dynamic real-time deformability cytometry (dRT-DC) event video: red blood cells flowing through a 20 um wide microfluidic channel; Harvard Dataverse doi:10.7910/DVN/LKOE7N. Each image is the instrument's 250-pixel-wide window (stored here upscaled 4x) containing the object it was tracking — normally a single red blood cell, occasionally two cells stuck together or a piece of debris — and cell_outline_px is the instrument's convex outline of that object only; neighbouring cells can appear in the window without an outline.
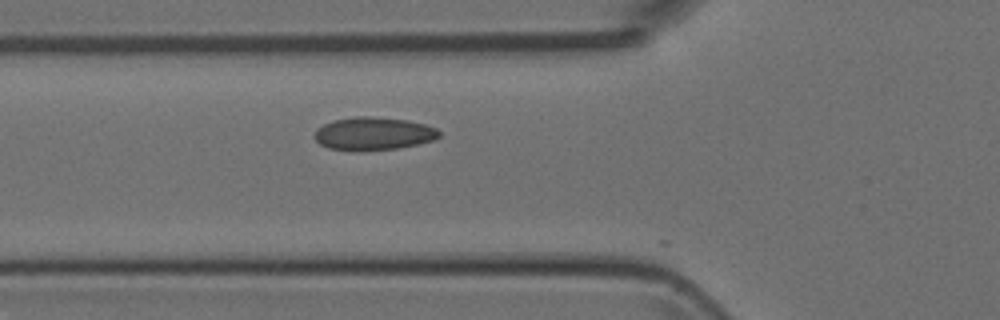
{"species": "Egyptian fruit bat (a non-hibernating species)", "species_latin": "Rousettus aegyptiacus", "temperature_condition": "room temperature", "stored_images_in_passage": 8, "camera_frame_rate_fps": 3000, "um_per_image_px": 0.085, "animal": {"sex": "female"}, "frame": {"image": 1, "passage_image": 2, "time_ms": 0.333, "image_size_px": [1000, 320], "cell_outline_px": [[440, 136], [432, 140], [416, 144], [396, 148], [360, 152], [328, 148], [320, 144], [312, 136], [316, 128], [332, 120], [356, 116], [372, 116], [408, 120], [424, 124], [436, 128], [440, 132]], "centroid_in_image_um": [31.68, 11.36], "position_along_channel_um": 94.1, "area_um2": 24.22}}
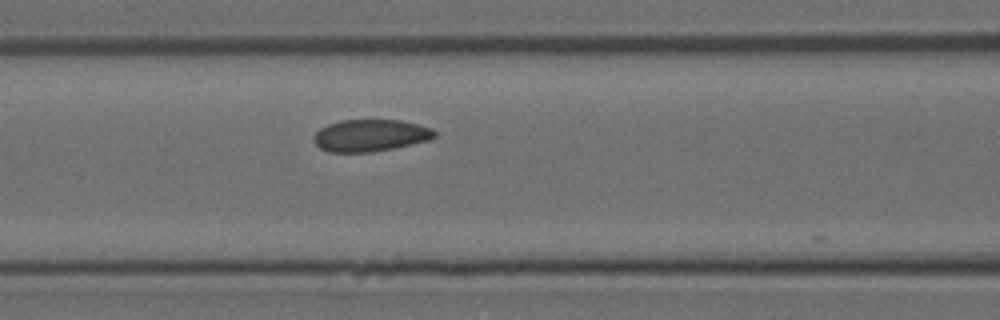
{"frame": {"image": 2, "passage_image": 5, "time_ms": 1.333, "image_size_px": [1000, 320], "cell_outline_px": [[436, 136], [428, 140], [396, 148], [372, 152], [328, 152], [320, 148], [312, 140], [312, 136], [320, 128], [328, 124], [340, 120], [400, 120], [432, 128], [436, 132]], "centroid_in_image_um": [31.45, 11.52], "position_along_channel_um": 135.1, "area_um2": 22.66}}